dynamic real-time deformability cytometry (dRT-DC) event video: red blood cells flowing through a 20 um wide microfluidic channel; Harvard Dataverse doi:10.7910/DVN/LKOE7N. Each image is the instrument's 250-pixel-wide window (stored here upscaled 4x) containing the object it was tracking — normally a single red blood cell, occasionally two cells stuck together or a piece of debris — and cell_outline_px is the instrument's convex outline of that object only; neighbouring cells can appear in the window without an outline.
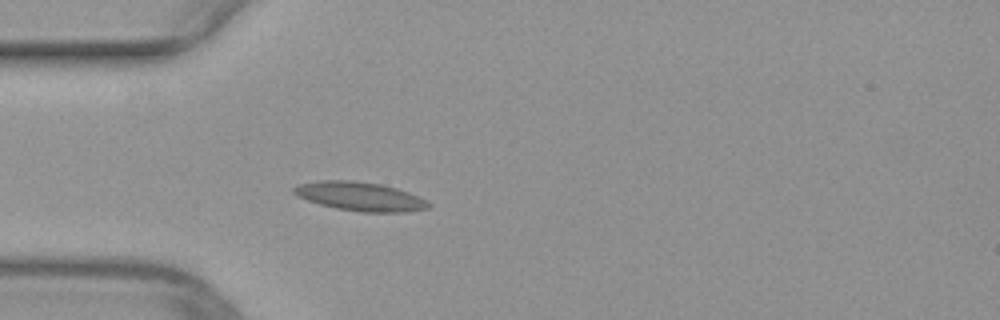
{"species": "common noctule bat (a hibernating species)", "species_latin": "Nyctalus noctula", "temperature_condition": "warm", "stored_images_in_passage": 41, "camera_frame_rate_fps": 3000, "um_per_image_px": 0.085, "animal": {"sex": "female", "body_mass_g": 29.2, "forearm_length_mm": 56.3}, "frame": {"image": 1, "passage_image": 5, "time_ms": 1.333, "image_size_px": [1000, 320], "cell_outline_px": [[432, 204], [428, 208], [404, 212], [360, 212], [336, 208], [320, 204], [308, 200], [292, 192], [292, 188], [300, 184], [320, 180], [352, 180], [380, 184], [396, 188], [408, 192]], "centroid_in_image_um": [30.59, 16.69], "position_along_channel_um": 54.4, "area_um2": 22.37}}
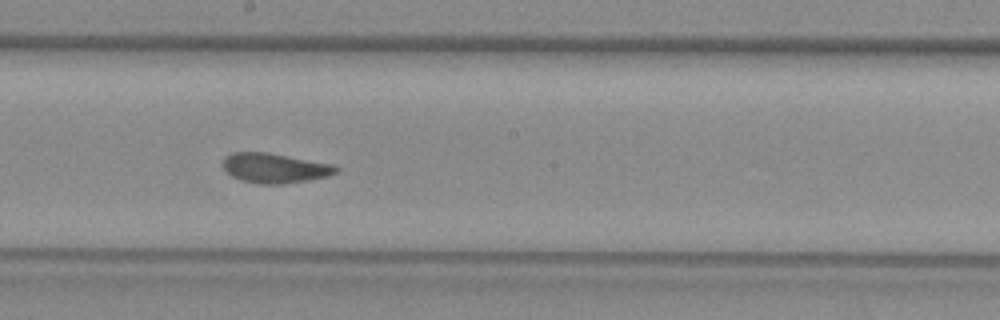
{"frame": {"image": 2, "passage_image": 18, "time_ms": 5.667, "image_size_px": [1000, 320], "cell_outline_px": [[340, 168], [336, 172], [328, 176], [308, 180], [284, 184], [260, 184], [240, 180], [232, 176], [224, 168], [224, 156], [232, 152], [268, 152], [332, 164]], "centroid_in_image_um": [23.35, 14.28], "position_along_channel_um": 224.9, "area_um2": 19.59}}
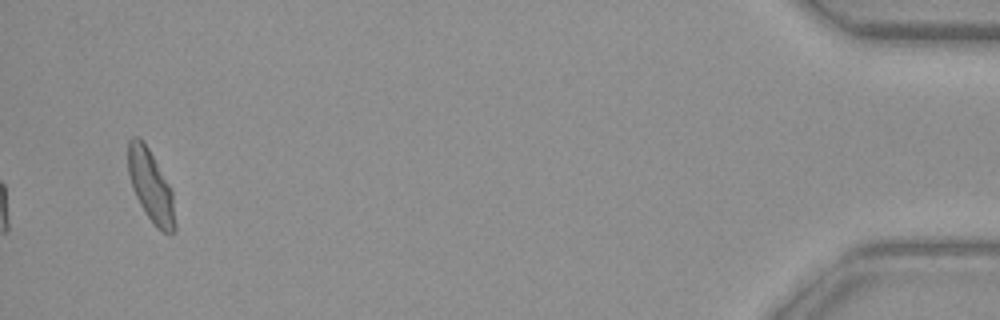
{"frame": {"image": 3, "passage_image": 39, "time_ms": 12.667, "image_size_px": [1000, 320], "cell_outline_px": [[176, 232], [164, 232], [156, 228], [144, 212], [132, 188], [128, 172], [128, 140], [132, 136], [136, 136], [144, 140], [168, 184], [172, 192], [176, 224]], "centroid_in_image_um": [12.8, 15.82], "position_along_channel_um": 422.4, "area_um2": 19.59}}